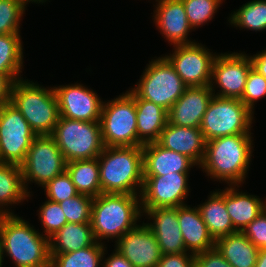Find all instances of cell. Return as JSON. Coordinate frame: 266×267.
I'll use <instances>...</instances> for the list:
<instances>
[{"instance_id":"obj_1","label":"cell","mask_w":266,"mask_h":267,"mask_svg":"<svg viewBox=\"0 0 266 267\" xmlns=\"http://www.w3.org/2000/svg\"><path fill=\"white\" fill-rule=\"evenodd\" d=\"M251 134H235L206 141L199 166L214 181L228 185L244 184L254 146Z\"/></svg>"},{"instance_id":"obj_2","label":"cell","mask_w":266,"mask_h":267,"mask_svg":"<svg viewBox=\"0 0 266 267\" xmlns=\"http://www.w3.org/2000/svg\"><path fill=\"white\" fill-rule=\"evenodd\" d=\"M0 249L2 266L7 254L16 267H51L49 239L16 214H2Z\"/></svg>"},{"instance_id":"obj_3","label":"cell","mask_w":266,"mask_h":267,"mask_svg":"<svg viewBox=\"0 0 266 267\" xmlns=\"http://www.w3.org/2000/svg\"><path fill=\"white\" fill-rule=\"evenodd\" d=\"M97 159L101 193L141 194L144 180L142 146H105Z\"/></svg>"},{"instance_id":"obj_4","label":"cell","mask_w":266,"mask_h":267,"mask_svg":"<svg viewBox=\"0 0 266 267\" xmlns=\"http://www.w3.org/2000/svg\"><path fill=\"white\" fill-rule=\"evenodd\" d=\"M140 195L124 193H101L93 199L91 227L97 242L115 238L119 240L126 232L137 226L141 214Z\"/></svg>"},{"instance_id":"obj_5","label":"cell","mask_w":266,"mask_h":267,"mask_svg":"<svg viewBox=\"0 0 266 267\" xmlns=\"http://www.w3.org/2000/svg\"><path fill=\"white\" fill-rule=\"evenodd\" d=\"M10 102L37 136L51 135L60 117L54 87L46 88L25 79L14 81Z\"/></svg>"},{"instance_id":"obj_6","label":"cell","mask_w":266,"mask_h":267,"mask_svg":"<svg viewBox=\"0 0 266 267\" xmlns=\"http://www.w3.org/2000/svg\"><path fill=\"white\" fill-rule=\"evenodd\" d=\"M66 162L95 159L104 149L100 121L87 122L59 117L50 135Z\"/></svg>"},{"instance_id":"obj_7","label":"cell","mask_w":266,"mask_h":267,"mask_svg":"<svg viewBox=\"0 0 266 267\" xmlns=\"http://www.w3.org/2000/svg\"><path fill=\"white\" fill-rule=\"evenodd\" d=\"M254 113L237 98L213 95L200 130L206 141L235 134H252Z\"/></svg>"},{"instance_id":"obj_8","label":"cell","mask_w":266,"mask_h":267,"mask_svg":"<svg viewBox=\"0 0 266 267\" xmlns=\"http://www.w3.org/2000/svg\"><path fill=\"white\" fill-rule=\"evenodd\" d=\"M136 85L131 89L140 98L153 102L167 111L187 88L165 56L152 59Z\"/></svg>"},{"instance_id":"obj_9","label":"cell","mask_w":266,"mask_h":267,"mask_svg":"<svg viewBox=\"0 0 266 267\" xmlns=\"http://www.w3.org/2000/svg\"><path fill=\"white\" fill-rule=\"evenodd\" d=\"M100 125L104 146H138L135 99L126 91L104 101Z\"/></svg>"},{"instance_id":"obj_10","label":"cell","mask_w":266,"mask_h":267,"mask_svg":"<svg viewBox=\"0 0 266 267\" xmlns=\"http://www.w3.org/2000/svg\"><path fill=\"white\" fill-rule=\"evenodd\" d=\"M66 161L50 135L36 136L31 142L25 161L20 165L23 183L29 196L28 183L45 185L66 170Z\"/></svg>"},{"instance_id":"obj_11","label":"cell","mask_w":266,"mask_h":267,"mask_svg":"<svg viewBox=\"0 0 266 267\" xmlns=\"http://www.w3.org/2000/svg\"><path fill=\"white\" fill-rule=\"evenodd\" d=\"M37 135L16 106L0 107V163L21 165Z\"/></svg>"},{"instance_id":"obj_12","label":"cell","mask_w":266,"mask_h":267,"mask_svg":"<svg viewBox=\"0 0 266 267\" xmlns=\"http://www.w3.org/2000/svg\"><path fill=\"white\" fill-rule=\"evenodd\" d=\"M244 53L232 52L216 55L212 64L209 85L215 96L241 99L248 74L253 67L250 56ZM214 86L220 89L216 94Z\"/></svg>"},{"instance_id":"obj_13","label":"cell","mask_w":266,"mask_h":267,"mask_svg":"<svg viewBox=\"0 0 266 267\" xmlns=\"http://www.w3.org/2000/svg\"><path fill=\"white\" fill-rule=\"evenodd\" d=\"M174 52L165 55L187 87L210 85L212 64L216 52L202 43L173 46ZM206 47V48H205Z\"/></svg>"},{"instance_id":"obj_14","label":"cell","mask_w":266,"mask_h":267,"mask_svg":"<svg viewBox=\"0 0 266 267\" xmlns=\"http://www.w3.org/2000/svg\"><path fill=\"white\" fill-rule=\"evenodd\" d=\"M190 173L144 176L140 194L141 209L179 207L189 195Z\"/></svg>"},{"instance_id":"obj_15","label":"cell","mask_w":266,"mask_h":267,"mask_svg":"<svg viewBox=\"0 0 266 267\" xmlns=\"http://www.w3.org/2000/svg\"><path fill=\"white\" fill-rule=\"evenodd\" d=\"M60 117L87 122L100 121L103 100L80 83L54 87Z\"/></svg>"},{"instance_id":"obj_16","label":"cell","mask_w":266,"mask_h":267,"mask_svg":"<svg viewBox=\"0 0 266 267\" xmlns=\"http://www.w3.org/2000/svg\"><path fill=\"white\" fill-rule=\"evenodd\" d=\"M115 250L133 267H156L162 256L155 235L144 222L117 240Z\"/></svg>"},{"instance_id":"obj_17","label":"cell","mask_w":266,"mask_h":267,"mask_svg":"<svg viewBox=\"0 0 266 267\" xmlns=\"http://www.w3.org/2000/svg\"><path fill=\"white\" fill-rule=\"evenodd\" d=\"M153 20L159 32L171 45L196 43L188 39L192 27L189 25L182 0H155Z\"/></svg>"},{"instance_id":"obj_18","label":"cell","mask_w":266,"mask_h":267,"mask_svg":"<svg viewBox=\"0 0 266 267\" xmlns=\"http://www.w3.org/2000/svg\"><path fill=\"white\" fill-rule=\"evenodd\" d=\"M152 220L145 223L155 235L162 254L187 252L180 229L177 207L141 209Z\"/></svg>"},{"instance_id":"obj_19","label":"cell","mask_w":266,"mask_h":267,"mask_svg":"<svg viewBox=\"0 0 266 267\" xmlns=\"http://www.w3.org/2000/svg\"><path fill=\"white\" fill-rule=\"evenodd\" d=\"M213 95L209 85L187 87L168 111V122L177 126L200 127Z\"/></svg>"},{"instance_id":"obj_20","label":"cell","mask_w":266,"mask_h":267,"mask_svg":"<svg viewBox=\"0 0 266 267\" xmlns=\"http://www.w3.org/2000/svg\"><path fill=\"white\" fill-rule=\"evenodd\" d=\"M156 142L165 149L186 155L198 167L204 159L206 140L200 127L177 126L168 122Z\"/></svg>"},{"instance_id":"obj_21","label":"cell","mask_w":266,"mask_h":267,"mask_svg":"<svg viewBox=\"0 0 266 267\" xmlns=\"http://www.w3.org/2000/svg\"><path fill=\"white\" fill-rule=\"evenodd\" d=\"M144 176H165L175 173H189L197 166L186 155L165 149L157 142L142 146Z\"/></svg>"},{"instance_id":"obj_22","label":"cell","mask_w":266,"mask_h":267,"mask_svg":"<svg viewBox=\"0 0 266 267\" xmlns=\"http://www.w3.org/2000/svg\"><path fill=\"white\" fill-rule=\"evenodd\" d=\"M179 227L186 251L196 255L215 247V240L201 217L198 207L182 205L177 207Z\"/></svg>"},{"instance_id":"obj_23","label":"cell","mask_w":266,"mask_h":267,"mask_svg":"<svg viewBox=\"0 0 266 267\" xmlns=\"http://www.w3.org/2000/svg\"><path fill=\"white\" fill-rule=\"evenodd\" d=\"M239 187L240 185L225 187V207L233 227L237 231H243L266 209V200L264 201L259 196L248 195L246 192L239 191Z\"/></svg>"},{"instance_id":"obj_24","label":"cell","mask_w":266,"mask_h":267,"mask_svg":"<svg viewBox=\"0 0 266 267\" xmlns=\"http://www.w3.org/2000/svg\"><path fill=\"white\" fill-rule=\"evenodd\" d=\"M127 92L135 99L138 146L156 142L168 123V111L140 98L132 89Z\"/></svg>"},{"instance_id":"obj_25","label":"cell","mask_w":266,"mask_h":267,"mask_svg":"<svg viewBox=\"0 0 266 267\" xmlns=\"http://www.w3.org/2000/svg\"><path fill=\"white\" fill-rule=\"evenodd\" d=\"M197 207L210 235L215 241L220 237L227 236L237 231L233 227L225 207V189L213 191L208 196V200L197 205Z\"/></svg>"},{"instance_id":"obj_26","label":"cell","mask_w":266,"mask_h":267,"mask_svg":"<svg viewBox=\"0 0 266 267\" xmlns=\"http://www.w3.org/2000/svg\"><path fill=\"white\" fill-rule=\"evenodd\" d=\"M215 247L232 267H255L259 249L244 235L236 231L218 238Z\"/></svg>"},{"instance_id":"obj_27","label":"cell","mask_w":266,"mask_h":267,"mask_svg":"<svg viewBox=\"0 0 266 267\" xmlns=\"http://www.w3.org/2000/svg\"><path fill=\"white\" fill-rule=\"evenodd\" d=\"M96 242L91 223H66L49 238L50 255L73 252Z\"/></svg>"},{"instance_id":"obj_28","label":"cell","mask_w":266,"mask_h":267,"mask_svg":"<svg viewBox=\"0 0 266 267\" xmlns=\"http://www.w3.org/2000/svg\"><path fill=\"white\" fill-rule=\"evenodd\" d=\"M29 196L22 176L20 165L0 163V214H14L8 206L21 203ZM6 207V209H5Z\"/></svg>"},{"instance_id":"obj_29","label":"cell","mask_w":266,"mask_h":267,"mask_svg":"<svg viewBox=\"0 0 266 267\" xmlns=\"http://www.w3.org/2000/svg\"><path fill=\"white\" fill-rule=\"evenodd\" d=\"M66 171L79 194L88 195L92 198L101 194L97 158L67 162Z\"/></svg>"},{"instance_id":"obj_30","label":"cell","mask_w":266,"mask_h":267,"mask_svg":"<svg viewBox=\"0 0 266 267\" xmlns=\"http://www.w3.org/2000/svg\"><path fill=\"white\" fill-rule=\"evenodd\" d=\"M20 34L0 35V73L13 82L23 79V47Z\"/></svg>"},{"instance_id":"obj_31","label":"cell","mask_w":266,"mask_h":267,"mask_svg":"<svg viewBox=\"0 0 266 267\" xmlns=\"http://www.w3.org/2000/svg\"><path fill=\"white\" fill-rule=\"evenodd\" d=\"M106 248L103 241L73 252L50 255L51 267H100Z\"/></svg>"},{"instance_id":"obj_32","label":"cell","mask_w":266,"mask_h":267,"mask_svg":"<svg viewBox=\"0 0 266 267\" xmlns=\"http://www.w3.org/2000/svg\"><path fill=\"white\" fill-rule=\"evenodd\" d=\"M233 12L228 18L231 26L255 32L266 30V0H252Z\"/></svg>"},{"instance_id":"obj_33","label":"cell","mask_w":266,"mask_h":267,"mask_svg":"<svg viewBox=\"0 0 266 267\" xmlns=\"http://www.w3.org/2000/svg\"><path fill=\"white\" fill-rule=\"evenodd\" d=\"M189 25L199 28L215 17L223 0H182Z\"/></svg>"},{"instance_id":"obj_34","label":"cell","mask_w":266,"mask_h":267,"mask_svg":"<svg viewBox=\"0 0 266 267\" xmlns=\"http://www.w3.org/2000/svg\"><path fill=\"white\" fill-rule=\"evenodd\" d=\"M27 6L20 0H0V35L20 34V22Z\"/></svg>"},{"instance_id":"obj_35","label":"cell","mask_w":266,"mask_h":267,"mask_svg":"<svg viewBox=\"0 0 266 267\" xmlns=\"http://www.w3.org/2000/svg\"><path fill=\"white\" fill-rule=\"evenodd\" d=\"M93 199L88 195L78 194L60 202L59 205L66 216L67 223H90Z\"/></svg>"},{"instance_id":"obj_36","label":"cell","mask_w":266,"mask_h":267,"mask_svg":"<svg viewBox=\"0 0 266 267\" xmlns=\"http://www.w3.org/2000/svg\"><path fill=\"white\" fill-rule=\"evenodd\" d=\"M38 212L39 221L44 228L43 235L48 239L67 223L66 216L58 202L47 199Z\"/></svg>"},{"instance_id":"obj_37","label":"cell","mask_w":266,"mask_h":267,"mask_svg":"<svg viewBox=\"0 0 266 267\" xmlns=\"http://www.w3.org/2000/svg\"><path fill=\"white\" fill-rule=\"evenodd\" d=\"M43 189L49 200L58 203L79 194L66 170L49 181Z\"/></svg>"},{"instance_id":"obj_38","label":"cell","mask_w":266,"mask_h":267,"mask_svg":"<svg viewBox=\"0 0 266 267\" xmlns=\"http://www.w3.org/2000/svg\"><path fill=\"white\" fill-rule=\"evenodd\" d=\"M265 96L266 78L252 67L240 100L254 113L255 103Z\"/></svg>"},{"instance_id":"obj_39","label":"cell","mask_w":266,"mask_h":267,"mask_svg":"<svg viewBox=\"0 0 266 267\" xmlns=\"http://www.w3.org/2000/svg\"><path fill=\"white\" fill-rule=\"evenodd\" d=\"M242 232L259 250L266 249V209Z\"/></svg>"},{"instance_id":"obj_40","label":"cell","mask_w":266,"mask_h":267,"mask_svg":"<svg viewBox=\"0 0 266 267\" xmlns=\"http://www.w3.org/2000/svg\"><path fill=\"white\" fill-rule=\"evenodd\" d=\"M195 267H232L216 247L195 255Z\"/></svg>"},{"instance_id":"obj_41","label":"cell","mask_w":266,"mask_h":267,"mask_svg":"<svg viewBox=\"0 0 266 267\" xmlns=\"http://www.w3.org/2000/svg\"><path fill=\"white\" fill-rule=\"evenodd\" d=\"M156 267H195V255L189 252L162 254Z\"/></svg>"},{"instance_id":"obj_42","label":"cell","mask_w":266,"mask_h":267,"mask_svg":"<svg viewBox=\"0 0 266 267\" xmlns=\"http://www.w3.org/2000/svg\"><path fill=\"white\" fill-rule=\"evenodd\" d=\"M13 81L5 74L0 73V107L11 99Z\"/></svg>"},{"instance_id":"obj_43","label":"cell","mask_w":266,"mask_h":267,"mask_svg":"<svg viewBox=\"0 0 266 267\" xmlns=\"http://www.w3.org/2000/svg\"><path fill=\"white\" fill-rule=\"evenodd\" d=\"M102 263V267H133V265L115 249Z\"/></svg>"},{"instance_id":"obj_44","label":"cell","mask_w":266,"mask_h":267,"mask_svg":"<svg viewBox=\"0 0 266 267\" xmlns=\"http://www.w3.org/2000/svg\"><path fill=\"white\" fill-rule=\"evenodd\" d=\"M250 58L253 68L266 78V50L250 55Z\"/></svg>"},{"instance_id":"obj_45","label":"cell","mask_w":266,"mask_h":267,"mask_svg":"<svg viewBox=\"0 0 266 267\" xmlns=\"http://www.w3.org/2000/svg\"><path fill=\"white\" fill-rule=\"evenodd\" d=\"M255 267H266V249L259 250Z\"/></svg>"},{"instance_id":"obj_46","label":"cell","mask_w":266,"mask_h":267,"mask_svg":"<svg viewBox=\"0 0 266 267\" xmlns=\"http://www.w3.org/2000/svg\"><path fill=\"white\" fill-rule=\"evenodd\" d=\"M20 1L23 2L25 5H27L30 2H33V3H42L43 4L47 0H20Z\"/></svg>"},{"instance_id":"obj_47","label":"cell","mask_w":266,"mask_h":267,"mask_svg":"<svg viewBox=\"0 0 266 267\" xmlns=\"http://www.w3.org/2000/svg\"><path fill=\"white\" fill-rule=\"evenodd\" d=\"M1 223H2V214H0V229H1ZM0 267H2V262H1V249H0Z\"/></svg>"}]
</instances>
